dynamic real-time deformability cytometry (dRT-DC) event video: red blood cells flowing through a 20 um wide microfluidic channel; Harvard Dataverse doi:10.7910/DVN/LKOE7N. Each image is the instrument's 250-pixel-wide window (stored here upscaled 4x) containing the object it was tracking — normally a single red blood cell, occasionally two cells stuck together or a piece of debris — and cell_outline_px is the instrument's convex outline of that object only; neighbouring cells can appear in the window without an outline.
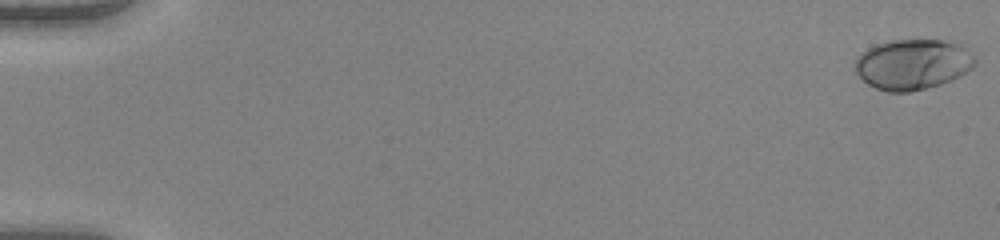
{"species": "human", "species_latin": "Homo sapiens", "temperature_condition": "warm", "stored_images_in_passage": 52, "camera_frame_rate_fps": 3000, "um_per_image_px": 0.085, "donor": {"sex": "female"}, "frame": {"image": 1, "passage_image": 1, "time_ms": 0.0, "image_size_px": [1000, 240], "cell_outline_px": [[976, 64], [972, 68], [960, 76], [952, 80], [940, 84], [908, 92], [888, 92], [876, 88], [868, 84], [856, 72], [856, 60], [868, 48], [876, 44], [888, 40], [956, 40], [964, 44], [976, 56]], "centroid_in_image_um": [77.67, 5.44], "position_along_channel_um": 7.3, "area_um2": 35.55}}
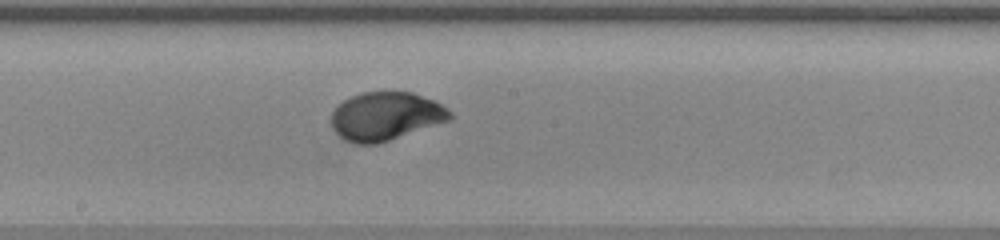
{"frame": {"image": 2, "passage_image": 30, "time_ms": 9.667, "image_size_px": [1000, 240], "cell_outline_px": [[452, 120], [376, 144], [356, 144], [344, 140], [332, 128], [332, 112], [348, 96], [364, 92], [412, 92], [436, 100], [448, 108], [452, 112]], "centroid_in_image_um": [32.82, 9.87], "position_along_channel_um": 215.4, "area_um2": 33.58}}
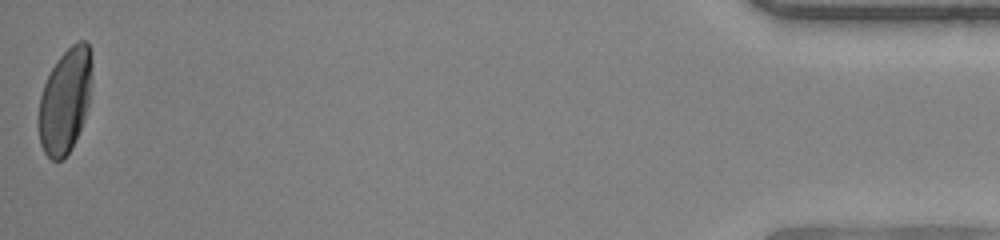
{"frame": {"image": 3, "passage_image": 52, "time_ms": 17.0, "image_size_px": [1000, 240], "cell_outline_px": [[92, 76], [88, 104], [84, 120], [72, 148], [64, 160], [52, 160], [44, 152], [40, 144], [36, 124], [36, 120], [40, 96], [44, 84], [52, 68], [60, 56], [76, 40], [84, 40], [88, 44], [92, 52]], "centroid_in_image_um": [5.52, 8.57], "position_along_channel_um": 429.7, "area_um2": 33.23}, "authors_computed_cell_mechanics": {"area_um2": 33.1194, "velocity_mm_per_s": 4.0861, "shape_relaxation_time_tau1_ms": 3.0104, "shape_relaxation_time_tau2_ms": null, "deformation_change_tau1": 0.1833, "deformation_change_tau2": null}}